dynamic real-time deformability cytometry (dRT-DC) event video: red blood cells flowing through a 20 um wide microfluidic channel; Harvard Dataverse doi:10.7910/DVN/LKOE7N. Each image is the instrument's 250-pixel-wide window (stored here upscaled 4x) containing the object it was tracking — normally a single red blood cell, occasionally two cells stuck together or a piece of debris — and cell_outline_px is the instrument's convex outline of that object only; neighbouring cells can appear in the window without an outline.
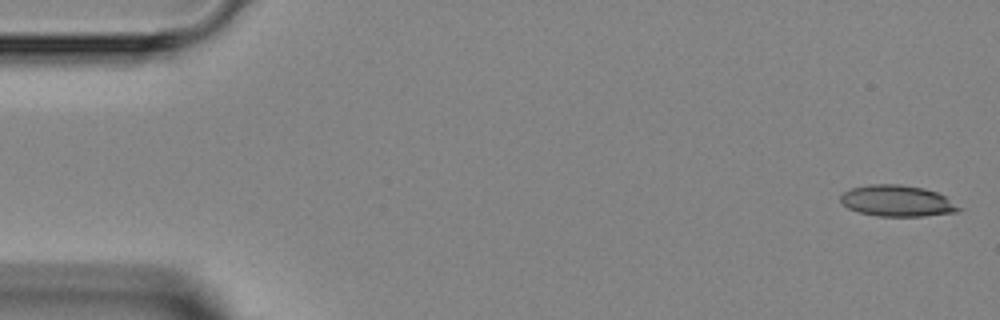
{"species": "Egyptian fruit bat (a non-hibernating species)", "species_latin": "Rousettus aegyptiacus", "temperature_condition": "room temperature", "stored_images_in_passage": 3, "camera_frame_rate_fps": 3000, "um_per_image_px": 0.085, "animal": {"sex": "female"}, "frame": {"image": 1, "passage_image": 1, "time_ms": 0.0, "image_size_px": [1000, 320], "cell_outline_px": [[964, 208], [956, 212], [924, 216], [876, 216], [860, 212], [848, 208], [840, 200], [840, 196], [844, 192], [852, 188], [868, 184], [900, 184], [924, 188], [936, 192], [944, 196]], "centroid_in_image_um": [76.28, 17.07], "position_along_channel_um": 8.7, "area_um2": 21.5}}